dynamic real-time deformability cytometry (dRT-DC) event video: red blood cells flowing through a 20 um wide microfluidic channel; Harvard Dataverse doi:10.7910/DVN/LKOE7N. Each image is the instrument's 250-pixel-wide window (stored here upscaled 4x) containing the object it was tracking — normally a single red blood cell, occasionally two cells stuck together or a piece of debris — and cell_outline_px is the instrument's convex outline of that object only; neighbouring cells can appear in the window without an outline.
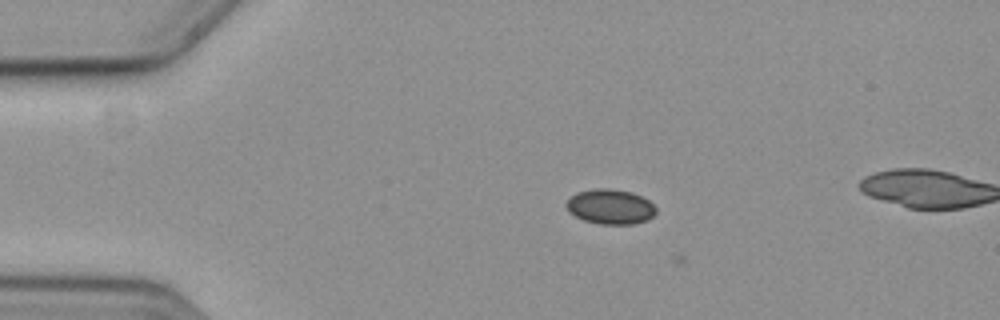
{"species": "common noctule bat (a hibernating species)", "species_latin": "Nyctalus noctula", "temperature_condition": "cold", "stored_images_in_passage": 11, "camera_frame_rate_fps": 3000, "um_per_image_px": 0.085, "animal": {"sex": "female", "body_mass_g": 19.3, "forearm_length_mm": 54.1}, "frame": {"image": 1, "passage_image": 9, "time_ms": 2.667, "image_size_px": [1000, 320], "cell_outline_px": [[656, 212], [648, 220], [636, 224], [600, 224], [584, 220], [568, 212], [564, 204], [572, 196], [580, 192], [596, 188], [608, 188], [632, 192], [648, 200], [656, 208]], "centroid_in_image_um": [51.88, 17.58], "position_along_channel_um": 33.1, "area_um2": 18.21}}